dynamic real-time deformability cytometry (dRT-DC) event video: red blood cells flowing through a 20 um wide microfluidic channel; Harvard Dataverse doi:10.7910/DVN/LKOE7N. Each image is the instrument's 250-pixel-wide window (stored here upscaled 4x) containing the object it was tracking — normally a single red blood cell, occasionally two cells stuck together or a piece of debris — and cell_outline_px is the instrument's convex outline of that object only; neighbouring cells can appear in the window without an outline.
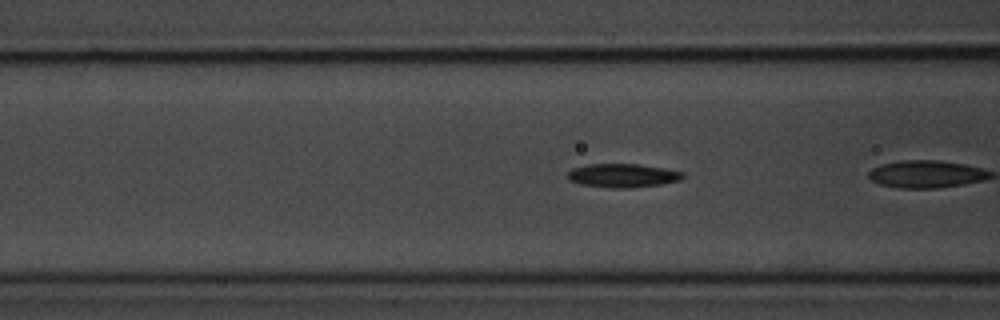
{"species": "common noctule bat (a hibernating species)", "species_latin": "Nyctalus noctula", "temperature_condition": "room temperature", "stored_images_in_passage": 27, "camera_frame_rate_fps": 3000, "um_per_image_px": 0.085, "animal": {"sex": "male", "body_mass_g": 20.1, "forearm_length_mm": 53.5}, "frame": {"image": 1, "passage_image": 5, "time_ms": 1.333, "image_size_px": [1000, 320], "cell_outline_px": [[684, 176], [680, 180], [660, 184], [628, 188], [612, 188], [580, 184], [568, 180], [568, 172], [572, 168], [588, 164], [640, 164], [664, 168], [684, 172]], "centroid_in_image_um": [52.92, 14.91], "position_along_channel_um": 113.7, "area_um2": 15.9}}